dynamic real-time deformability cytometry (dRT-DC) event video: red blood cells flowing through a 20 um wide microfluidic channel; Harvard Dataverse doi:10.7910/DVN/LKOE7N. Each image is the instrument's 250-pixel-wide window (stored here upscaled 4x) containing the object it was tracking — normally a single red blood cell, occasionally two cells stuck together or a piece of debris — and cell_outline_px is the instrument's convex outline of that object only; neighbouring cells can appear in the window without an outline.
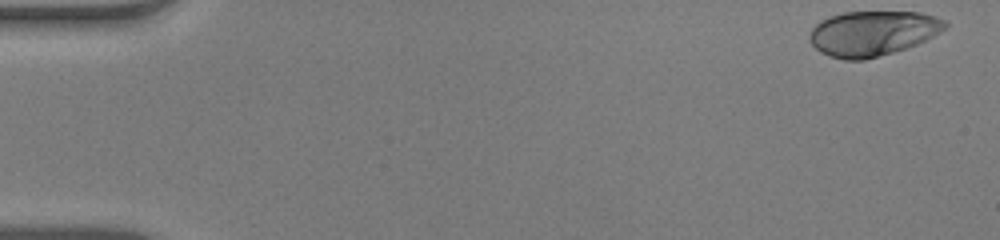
{"species": "human", "species_latin": "Homo sapiens", "temperature_condition": "warm", "stored_images_in_passage": 52, "camera_frame_rate_fps": 3000, "um_per_image_px": 0.085, "donor": {"sex": "male"}, "frame": {"image": 1, "passage_image": 1, "time_ms": 0.0, "image_size_px": [1000, 240], "cell_outline_px": [[948, 28], [916, 44], [892, 52], [864, 60], [844, 60], [820, 52], [808, 40], [808, 36], [812, 28], [820, 20], [828, 16], [844, 12], [920, 12], [936, 16], [944, 20], [948, 24]], "centroid_in_image_um": [74.15, 2.81], "position_along_channel_um": 10.8, "area_um2": 35.49}}
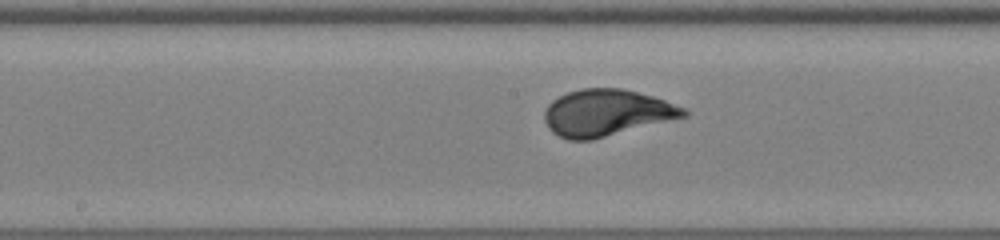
{"frame": {"image": 2, "passage_image": 27, "time_ms": 8.667, "image_size_px": [1000, 240], "cell_outline_px": [[688, 116], [592, 140], [568, 140], [552, 132], [548, 128], [544, 120], [544, 112], [548, 104], [552, 100], [568, 92], [580, 88], [624, 88], [652, 96], [664, 100], [684, 108], [688, 112]], "centroid_in_image_um": [51.54, 9.59], "position_along_channel_um": 196.7, "area_um2": 37.86}}
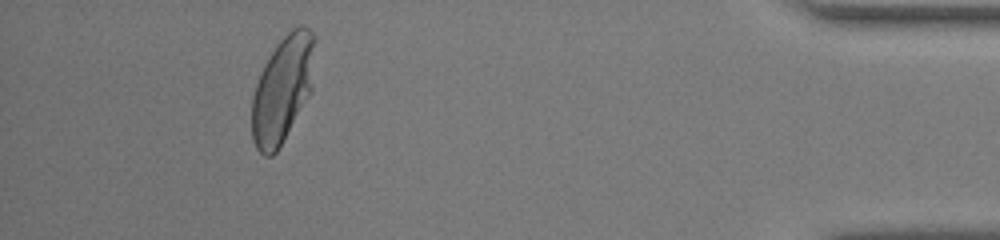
{"frame": {"image": 3, "passage_image": 48, "time_ms": 15.667, "image_size_px": [1000, 240], "cell_outline_px": [[316, 36], [312, 88], [276, 152], [272, 156], [264, 156], [256, 148], [252, 140], [252, 96], [256, 84], [264, 64], [280, 40], [292, 28], [300, 24], [308, 28]], "centroid_in_image_um": [24.02, 7.54], "position_along_channel_um": 411.2, "area_um2": 38.73}, "authors_computed_cell_mechanics": {"area_um2": 36.8475, "velocity_mm_per_s": 3.8873, "shape_relaxation_time_tau1_ms": 3.7012, "shape_relaxation_time_tau2_ms": null, "deformation_change_tau1": 0.2011, "deformation_change_tau2": null}}